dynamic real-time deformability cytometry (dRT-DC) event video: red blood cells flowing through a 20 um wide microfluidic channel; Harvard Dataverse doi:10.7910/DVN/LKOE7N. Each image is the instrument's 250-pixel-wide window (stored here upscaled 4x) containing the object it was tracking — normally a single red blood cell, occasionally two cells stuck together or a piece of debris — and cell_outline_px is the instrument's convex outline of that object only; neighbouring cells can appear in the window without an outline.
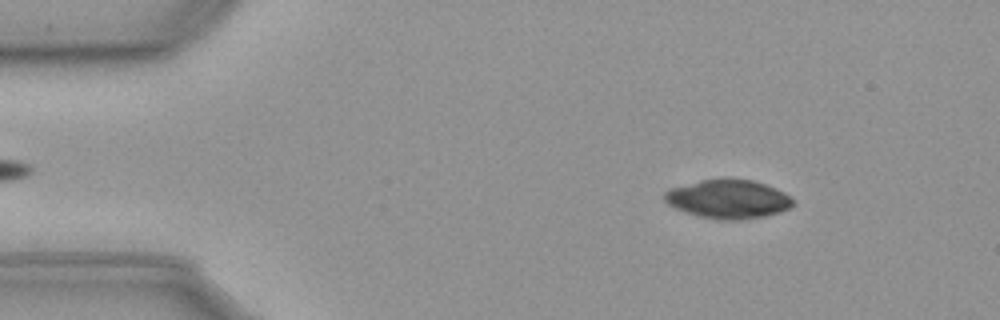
{"species": "common noctule bat (a hibernating species)", "species_latin": "Nyctalus noctula", "temperature_condition": "cold", "stored_images_in_passage": 56, "camera_frame_rate_fps": 3000, "um_per_image_px": 0.085, "animal": {"sex": "male", "body_mass_g": 23.1, "forearm_length_mm": 52.7}, "frame": {"image": 1, "passage_image": 7, "time_ms": 2.0, "image_size_px": [1000, 320], "cell_outline_px": [[796, 204], [792, 208], [780, 212], [764, 216], [740, 220], [716, 220], [700, 216], [676, 208], [668, 204], [664, 200], [664, 192], [672, 188], [700, 180], [752, 180], [776, 188], [784, 192]], "centroid_in_image_um": [61.93, 16.94], "position_along_channel_um": 23.1, "area_um2": 28.67}}